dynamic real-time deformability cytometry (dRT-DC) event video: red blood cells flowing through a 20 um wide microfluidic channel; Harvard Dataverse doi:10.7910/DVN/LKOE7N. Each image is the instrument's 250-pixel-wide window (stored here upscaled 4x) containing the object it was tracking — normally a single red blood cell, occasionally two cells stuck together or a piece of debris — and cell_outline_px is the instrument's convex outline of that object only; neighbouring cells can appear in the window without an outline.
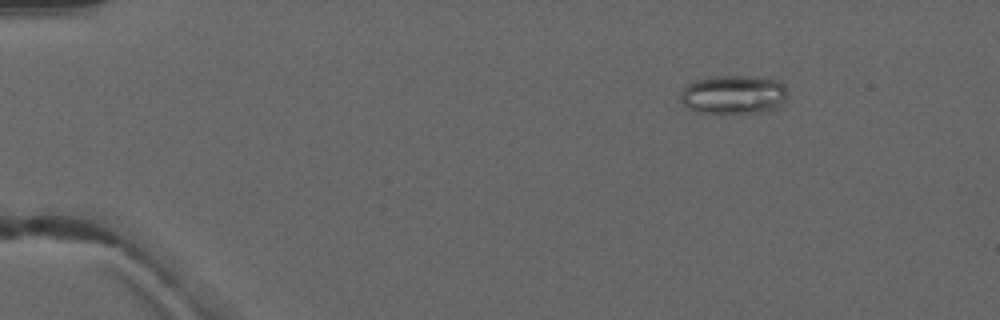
{"species": "common noctule bat (a hibernating species)", "species_latin": "Nyctalus noctula", "temperature_condition": "warm", "stored_images_in_passage": 5, "camera_frame_rate_fps": 3000, "um_per_image_px": 0.085, "animal": {"sex": "male", "forearm_length_mm": 52.5}, "frame": {"image": 1, "passage_image": 3, "time_ms": 2.333, "image_size_px": [1000, 320], "cell_outline_px": [[788, 96], [784, 104], [776, 108], [764, 112], [696, 112], [688, 108], [680, 100], [680, 92], [688, 84], [696, 80], [708, 76], [748, 76], [780, 80], [788, 88]], "centroid_in_image_um": [62.4, 8.02], "position_along_channel_um": 22.6, "area_um2": 24.51}}